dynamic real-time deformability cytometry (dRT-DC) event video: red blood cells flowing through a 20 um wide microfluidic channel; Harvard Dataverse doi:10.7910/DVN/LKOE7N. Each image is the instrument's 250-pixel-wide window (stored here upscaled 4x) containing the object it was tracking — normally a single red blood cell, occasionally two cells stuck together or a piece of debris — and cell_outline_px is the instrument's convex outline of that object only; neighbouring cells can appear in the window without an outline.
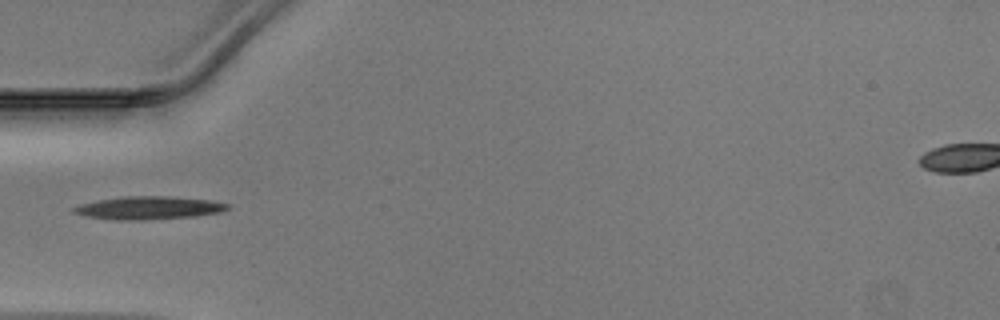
{"species": "Egyptian fruit bat (a non-hibernating species)", "species_latin": "Rousettus aegyptiacus", "temperature_condition": "warm", "stored_images_in_passage": 34, "camera_frame_rate_fps": 3000, "um_per_image_px": 0.085, "animal": {"sex": "male"}, "frame": {"image": 1, "passage_image": 1, "time_ms": 0.0, "image_size_px": [1000, 320], "cell_outline_px": [[228, 208], [220, 212], [192, 216], [140, 220], [112, 220], [84, 216], [72, 212], [72, 208], [80, 204], [100, 200], [124, 196], [172, 196], [208, 200], [228, 204]], "centroid_in_image_um": [12.57, 17.67], "position_along_channel_um": 72.4, "area_um2": 20.4}}
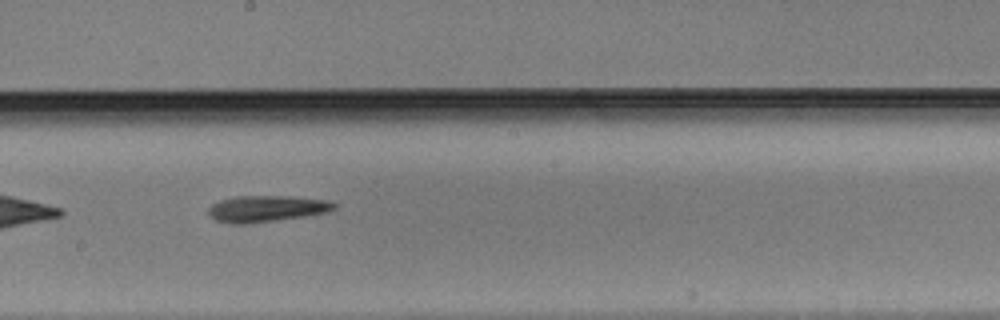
{"frame": {"image": 2, "passage_image": 12, "time_ms": 3.667, "image_size_px": [1000, 320], "cell_outline_px": [[336, 208], [328, 212], [304, 216], [248, 224], [228, 224], [216, 220], [208, 216], [208, 208], [212, 204], [220, 200], [236, 196], [288, 196], [324, 200], [336, 204]], "centroid_in_image_um": [22.59, 17.74], "position_along_channel_um": 225.6, "area_um2": 19.31}}
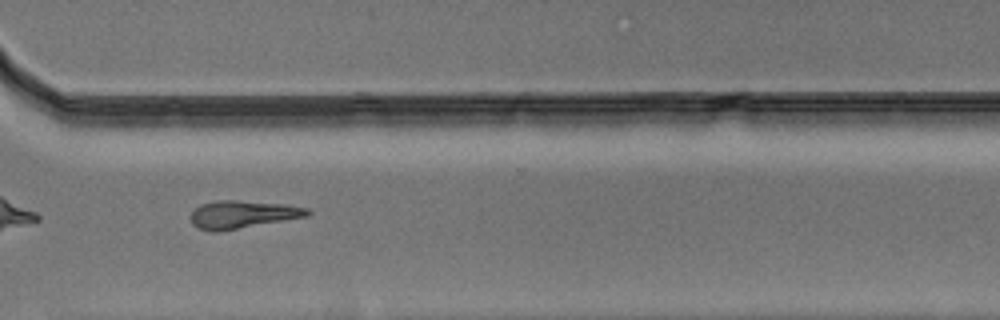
{"frame": {"image": 3, "passage_image": 21, "time_ms": 6.667, "image_size_px": [1000, 320], "cell_outline_px": [[312, 212], [308, 216], [220, 232], [212, 232], [196, 228], [188, 220], [188, 216], [200, 204], [220, 200], [236, 200], [284, 204], [308, 208]], "centroid_in_image_um": [20.56, 18.24], "position_along_channel_um": 350.0, "area_um2": 19.19}}